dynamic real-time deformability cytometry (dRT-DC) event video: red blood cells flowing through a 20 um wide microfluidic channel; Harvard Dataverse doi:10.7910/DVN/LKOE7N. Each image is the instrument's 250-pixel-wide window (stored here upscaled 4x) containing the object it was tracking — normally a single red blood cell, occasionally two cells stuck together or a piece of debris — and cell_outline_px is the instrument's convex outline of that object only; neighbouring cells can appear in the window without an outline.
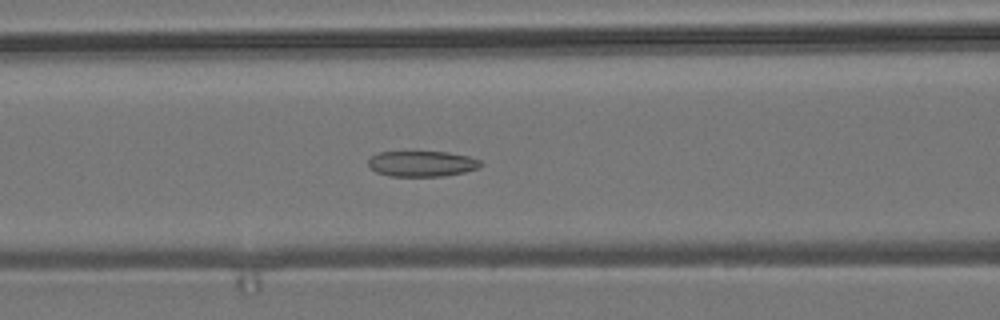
{"species": "common noctule bat (a hibernating species)", "species_latin": "Nyctalus noctula", "temperature_condition": "room temperature", "stored_images_in_passage": 57, "camera_frame_rate_fps": 3000, "um_per_image_px": 0.085, "animal": {"sex": "male", "body_mass_g": 19.2, "forearm_length_mm": 51.8}, "frame": {"image": 1, "passage_image": 23, "time_ms": 7.333, "image_size_px": [1000, 320], "cell_outline_px": [[484, 164], [480, 168], [464, 172], [444, 176], [392, 176], [376, 172], [368, 168], [368, 160], [372, 156], [380, 152], [448, 152], [468, 156], [480, 160]], "centroid_in_image_um": [35.88, 13.92], "position_along_channel_um": 130.7, "area_um2": 16.88}}
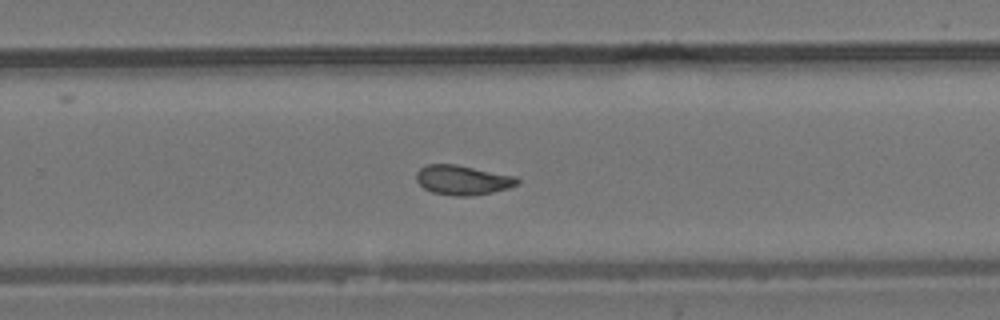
{"frame": {"image": 2, "passage_image": 36, "time_ms": 11.667, "image_size_px": [1000, 320], "cell_outline_px": [[520, 184], [508, 188], [492, 192], [472, 196], [456, 196], [432, 192], [424, 188], [416, 180], [416, 172], [424, 164], [456, 164], [516, 176], [520, 180]], "centroid_in_image_um": [39.33, 15.29], "position_along_channel_um": 290.5, "area_um2": 17.57}}
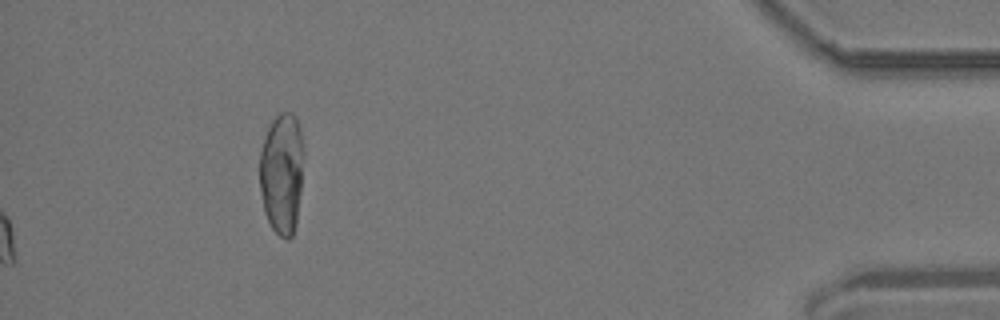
{"frame": {"image": 3, "passage_image": 57, "time_ms": 18.667, "image_size_px": [1000, 320], "cell_outline_px": [[300, 192], [296, 224], [292, 236], [288, 240], [284, 240], [272, 228], [264, 212], [260, 192], [260, 152], [264, 136], [272, 120], [280, 112], [292, 112], [296, 116], [300, 128]], "centroid_in_image_um": [23.91, 14.75], "position_along_channel_um": 411.3, "area_um2": 30.52}, "authors_computed_cell_mechanics": {"area_um2": 17.629, "velocity_mm_per_s": 3.6954, "shape_relaxation_time_tau1_ms": null, "shape_relaxation_time_tau2_ms": 3.1126, "deformation_change_tau1": null, "deformation_change_tau2": 0.0893}}